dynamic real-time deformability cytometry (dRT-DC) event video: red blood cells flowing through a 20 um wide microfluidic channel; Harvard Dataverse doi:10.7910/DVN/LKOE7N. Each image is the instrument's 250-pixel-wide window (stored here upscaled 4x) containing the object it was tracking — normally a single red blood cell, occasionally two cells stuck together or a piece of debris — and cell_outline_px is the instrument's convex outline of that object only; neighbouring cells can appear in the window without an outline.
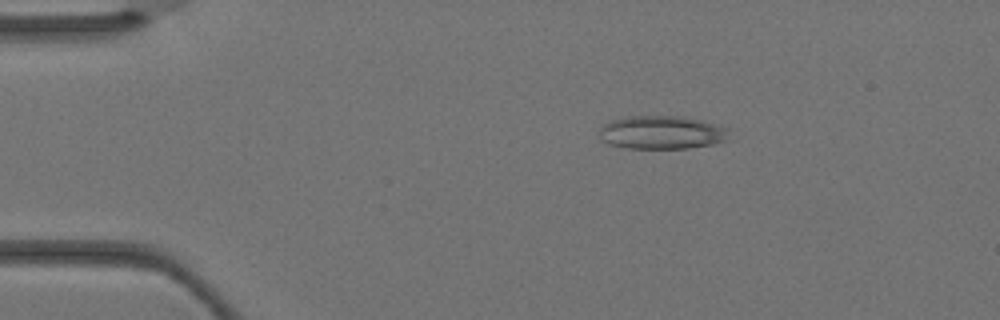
{"species": "Egyptian fruit bat (a non-hibernating species)", "species_latin": "Rousettus aegyptiacus", "temperature_condition": "warm", "stored_images_in_passage": 2, "camera_frame_rate_fps": 3000, "um_per_image_px": 0.085, "animal": {"sex": "female"}, "frame": {"image": 1, "passage_image": 1, "time_ms": 0.0, "image_size_px": [1000, 320], "cell_outline_px": [[732, 140], [712, 144], [688, 148], [628, 148], [608, 144], [600, 140], [600, 128], [608, 120], [628, 116], [680, 116], [700, 120], [716, 124], [728, 128]], "centroid_in_image_um": [56.27, 11.26], "position_along_channel_um": 28.7, "area_um2": 25.55}}